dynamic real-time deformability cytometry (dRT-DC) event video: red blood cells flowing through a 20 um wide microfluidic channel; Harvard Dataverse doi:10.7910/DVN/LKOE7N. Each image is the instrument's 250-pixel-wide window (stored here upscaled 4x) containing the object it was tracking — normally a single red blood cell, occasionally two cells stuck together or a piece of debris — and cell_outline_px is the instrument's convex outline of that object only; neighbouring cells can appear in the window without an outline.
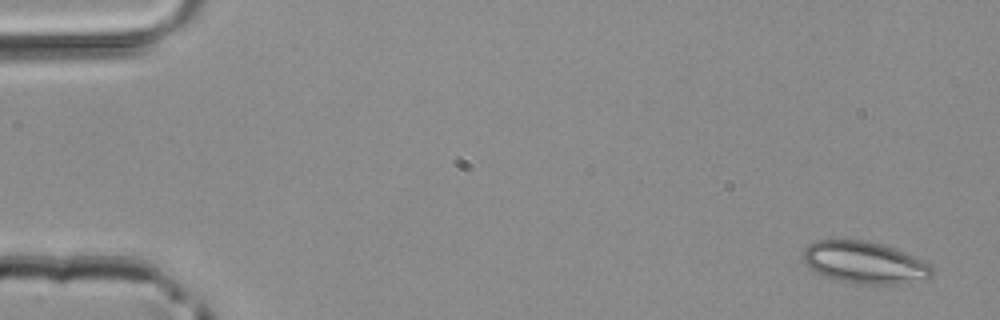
{"species": "common noctule bat (a hibernating species)", "species_latin": "Nyctalus noctula", "temperature_condition": "room temperature", "stored_images_in_passage": 27, "camera_frame_rate_fps": 3000, "um_per_image_px": 0.085, "animal": {"sex": "male", "body_mass_g": 20.4}, "frame": {"image": 1, "passage_image": 1, "time_ms": 0.0, "image_size_px": [1000, 320], "cell_outline_px": [[936, 268], [932, 276], [912, 284], [860, 284], [832, 280], [812, 272], [808, 268], [804, 260], [804, 248], [808, 244], [820, 240], [864, 240], [880, 244], [916, 256], [932, 264]], "centroid_in_image_um": [73.53, 22.35], "position_along_channel_um": 11.5, "area_um2": 32.25}}
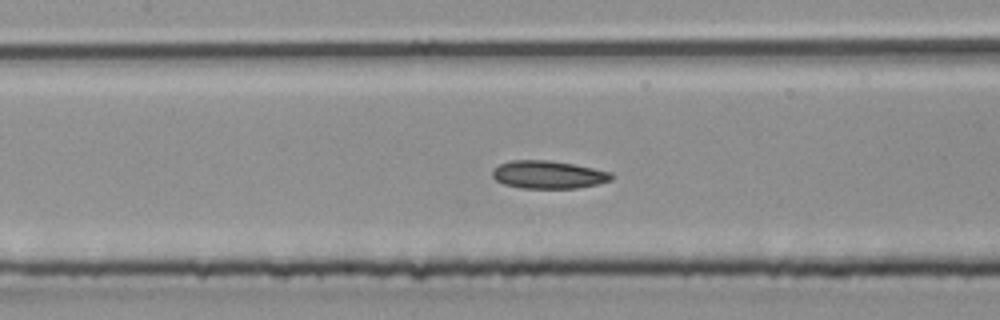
{"frame": {"image": 2, "passage_image": 22, "time_ms": 7.0, "image_size_px": [1000, 320], "cell_outline_px": [[616, 176], [612, 180], [580, 188], [520, 188], [504, 184], [496, 180], [492, 176], [492, 168], [500, 164], [512, 160], [548, 160], [572, 164], [612, 172]], "centroid_in_image_um": [46.61, 14.85], "position_along_channel_um": 160.8, "area_um2": 19.42}}
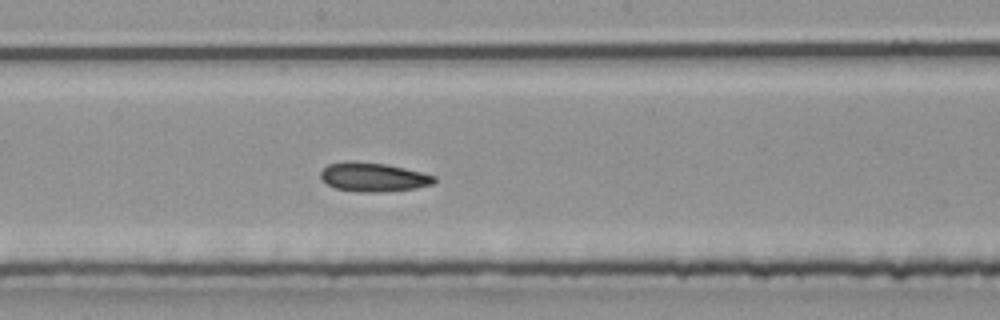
{"frame": {"image": 3, "passage_image": 26, "time_ms": 8.333, "image_size_px": [1000, 320], "cell_outline_px": [[436, 180], [432, 184], [416, 188], [376, 192], [356, 192], [336, 188], [320, 180], [320, 172], [328, 164], [348, 160], [352, 160], [384, 164], [404, 168], [436, 176]], "centroid_in_image_um": [31.68, 15.04], "position_along_channel_um": 216.5, "area_um2": 19.19}}